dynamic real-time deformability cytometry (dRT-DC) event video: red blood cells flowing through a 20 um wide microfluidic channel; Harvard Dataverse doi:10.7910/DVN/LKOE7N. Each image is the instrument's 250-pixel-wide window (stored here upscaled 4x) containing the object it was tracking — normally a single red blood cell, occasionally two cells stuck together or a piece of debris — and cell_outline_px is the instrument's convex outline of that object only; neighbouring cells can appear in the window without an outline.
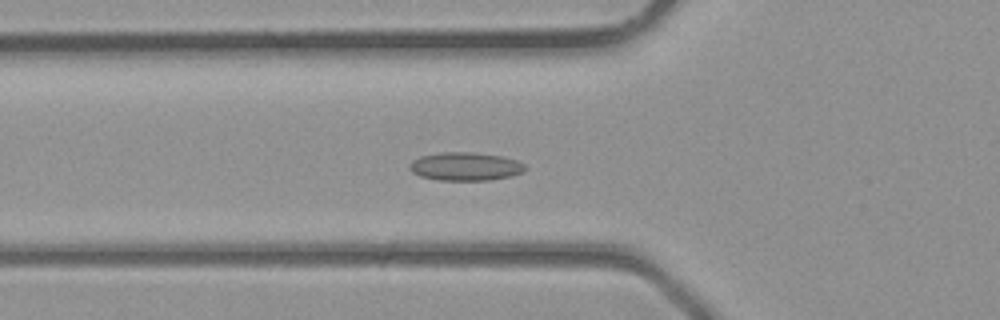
{"species": "common noctule bat (a hibernating species)", "species_latin": "Nyctalus noctula", "temperature_condition": "room temperature", "stored_images_in_passage": 33, "camera_frame_rate_fps": 3000, "um_per_image_px": 0.085, "animal": {"sex": "male", "body_mass_g": 23.1, "forearm_length_mm": 52.7}, "frame": {"image": 1, "passage_image": 10, "time_ms": 3.0, "image_size_px": [1000, 320], "cell_outline_px": [[528, 168], [524, 172], [512, 176], [488, 180], [436, 180], [420, 176], [412, 172], [408, 168], [408, 164], [412, 160], [420, 156], [440, 152], [476, 152], [500, 156], [516, 160], [524, 164]], "centroid_in_image_um": [39.54, 14.15], "position_along_channel_um": 86.3, "area_um2": 19.31}}
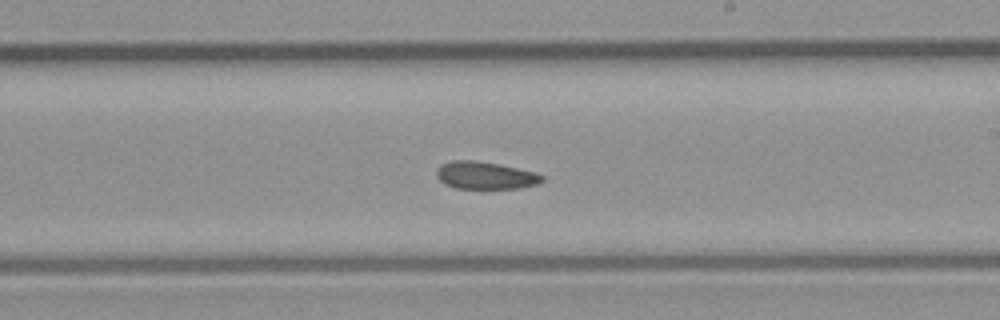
{"frame": {"image": 2, "passage_image": 19, "time_ms": 6.0, "image_size_px": [1000, 320], "cell_outline_px": [[544, 180], [536, 184], [520, 188], [456, 188], [444, 184], [436, 176], [436, 168], [440, 164], [452, 160], [476, 160], [500, 164], [536, 172], [544, 176]], "centroid_in_image_um": [41.23, 14.89], "position_along_channel_um": 247.8, "area_um2": 17.05}}
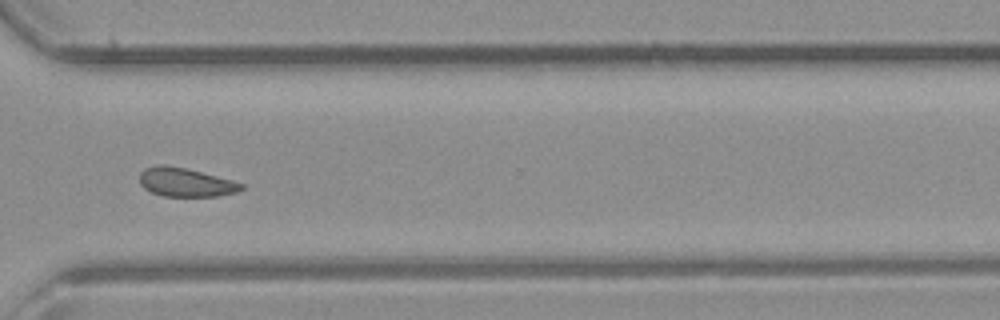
{"frame": {"image": 3, "passage_image": 25, "time_ms": 8.0, "image_size_px": [1000, 320], "cell_outline_px": [[244, 188], [236, 192], [220, 196], [164, 196], [152, 192], [144, 188], [140, 184], [140, 172], [144, 168], [160, 164], [164, 164], [184, 168], [232, 180], [244, 184]], "centroid_in_image_um": [15.76, 15.49], "position_along_channel_um": 354.8, "area_um2": 16.94}}